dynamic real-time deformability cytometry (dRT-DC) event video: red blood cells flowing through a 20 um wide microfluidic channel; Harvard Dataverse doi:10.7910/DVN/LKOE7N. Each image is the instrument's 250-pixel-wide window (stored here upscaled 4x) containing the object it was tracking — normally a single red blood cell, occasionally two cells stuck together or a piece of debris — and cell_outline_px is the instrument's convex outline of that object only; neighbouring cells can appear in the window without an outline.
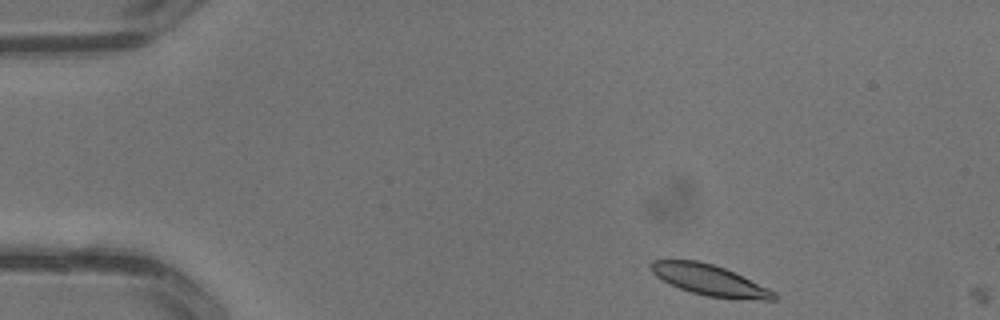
{"species": "common noctule bat (a hibernating species)", "species_latin": "Nyctalus noctula", "temperature_condition": "warm", "stored_images_in_passage": 2, "camera_frame_rate_fps": 3000, "um_per_image_px": 0.085, "animal": {"sex": "male", "body_mass_g": 13.3}, "frame": {"image": 1, "passage_image": 1, "time_ms": 0.0, "image_size_px": [1000, 320], "cell_outline_px": [[780, 296], [776, 300], [764, 300], [708, 296], [692, 292], [680, 288], [656, 276], [652, 272], [648, 264], [652, 260], [696, 260], [712, 264], [724, 268], [768, 288], [776, 292]], "centroid_in_image_um": [60.32, 23.8], "position_along_channel_um": 24.7, "area_um2": 21.68}}